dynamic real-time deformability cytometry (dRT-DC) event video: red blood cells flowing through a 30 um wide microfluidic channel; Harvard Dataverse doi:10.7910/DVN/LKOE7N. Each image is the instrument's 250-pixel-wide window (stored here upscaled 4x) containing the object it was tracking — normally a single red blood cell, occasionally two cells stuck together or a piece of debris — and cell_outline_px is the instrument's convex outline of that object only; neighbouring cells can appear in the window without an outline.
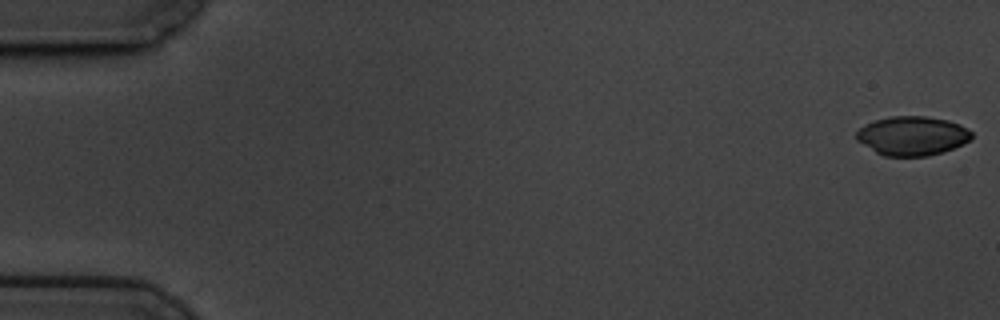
{"species": "common noctule bat (a hibernating species)", "species_latin": "Nyctalus noctula", "temperature_condition": "cold", "stored_images_in_passage": 59, "camera_frame_rate_fps": 3000, "um_per_image_px": 0.085, "animal": {"sex": "male", "body_mass_g": 19.5, "forearm_length_mm": 54.6}, "frame": {"image": 1, "passage_image": 1, "time_ms": 0.0, "image_size_px": [1000, 320], "cell_outline_px": [[972, 140], [964, 144], [944, 152], [928, 156], [884, 156], [876, 152], [856, 140], [856, 132], [864, 124], [876, 120], [892, 116], [928, 116], [948, 120], [960, 124], [968, 128], [972, 132]], "centroid_in_image_um": [77.58, 11.54], "position_along_channel_um": 7.4, "area_um2": 26.53}}
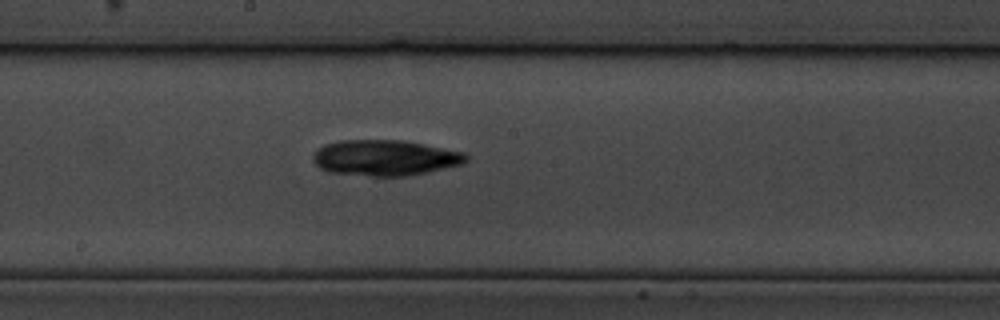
{"frame": {"image": 2, "passage_image": 32, "time_ms": 10.333, "image_size_px": [1000, 320], "cell_outline_px": [[468, 160], [464, 164], [408, 176], [372, 176], [328, 172], [320, 168], [312, 160], [312, 156], [324, 144], [340, 140], [404, 140], [464, 152], [468, 156]], "centroid_in_image_um": [32.74, 13.41], "position_along_channel_um": 215.5, "area_um2": 31.96}}
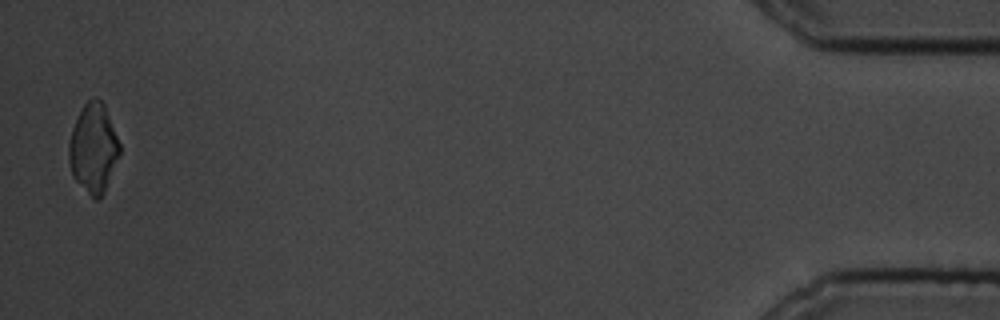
{"frame": {"image": 3, "passage_image": 58, "time_ms": 19.0, "image_size_px": [1000, 320], "cell_outline_px": [[120, 152], [104, 192], [100, 200], [96, 200], [72, 176], [68, 160], [68, 144], [72, 128], [84, 104], [92, 96], [96, 96], [104, 104], [120, 144]], "centroid_in_image_um": [7.92, 12.58], "position_along_channel_um": 427.3, "area_um2": 26.13}, "authors_computed_cell_mechanics": {"area_um2": 28.9, "velocity_mm_per_s": 3.4421, "shape_relaxation_time_tau1_ms": 4.88, "shape_relaxation_time_tau2_ms": 6.2985, "deformation_change_tau1": 0.1354, "deformation_change_tau2": 0.0961}}